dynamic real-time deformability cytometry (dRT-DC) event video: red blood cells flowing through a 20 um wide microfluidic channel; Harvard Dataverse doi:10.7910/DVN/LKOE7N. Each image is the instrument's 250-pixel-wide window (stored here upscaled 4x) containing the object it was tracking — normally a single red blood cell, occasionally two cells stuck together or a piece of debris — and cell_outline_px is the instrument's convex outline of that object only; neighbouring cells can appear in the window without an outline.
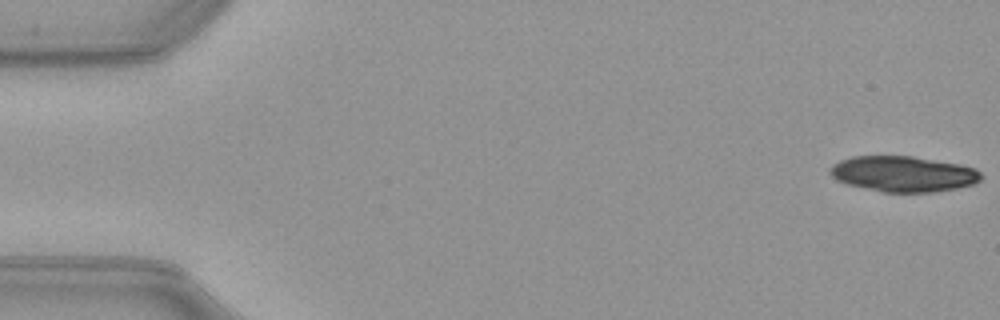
{"species": "common noctule bat (a hibernating species)", "species_latin": "Nyctalus noctula", "temperature_condition": "warm", "stored_images_in_passage": 53, "camera_frame_rate_fps": 3000, "um_per_image_px": 0.085, "animal": {"sex": "female", "body_mass_g": 21.9}, "frame": {"image": 1, "passage_image": 1, "time_ms": 0.0, "image_size_px": [1000, 320], "cell_outline_px": [[984, 176], [976, 184], [956, 188], [932, 192], [884, 192], [844, 184], [836, 180], [828, 172], [828, 168], [832, 164], [840, 160], [852, 156], [912, 156], [960, 164], [976, 168]], "centroid_in_image_um": [76.76, 14.78], "position_along_channel_um": 8.2, "area_um2": 31.73}}
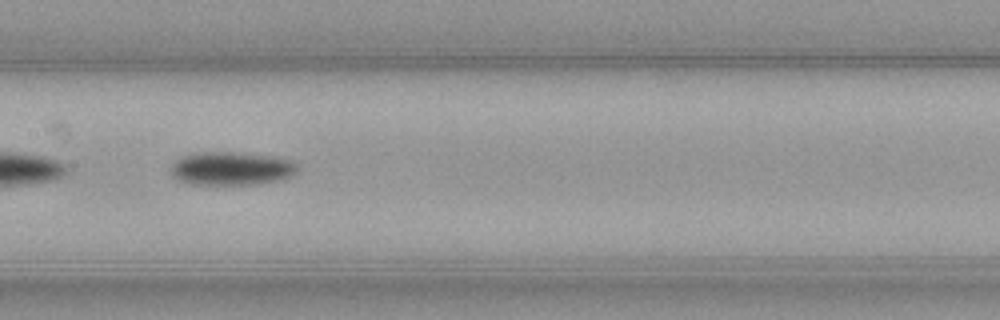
{"frame": {"image": 2, "passage_image": 26, "time_ms": 8.333, "image_size_px": [1000, 320], "cell_outline_px": [[300, 168], [292, 176], [280, 180], [256, 184], [192, 184], [180, 180], [172, 176], [172, 164], [180, 156], [208, 152], [232, 152], [272, 156], [292, 160], [300, 164]], "centroid_in_image_um": [19.74, 14.32], "position_along_channel_um": 187.7, "area_um2": 24.62}}
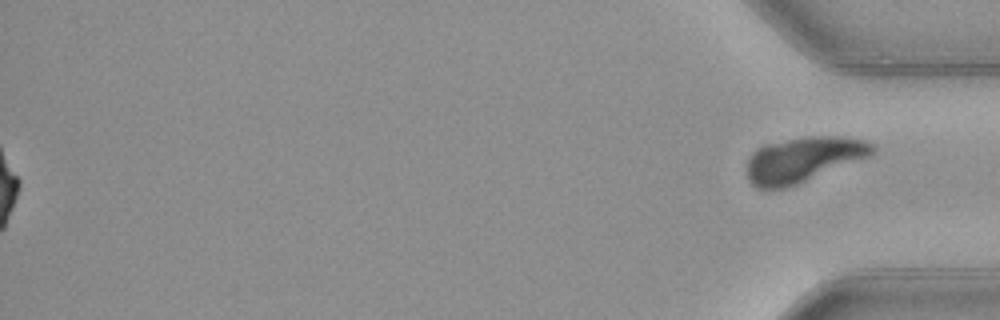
{"frame": {"image": 3, "passage_image": 53, "time_ms": 17.333, "image_size_px": [1000, 320], "cell_outline_px": [[876, 148], [872, 156], [796, 184], [784, 188], [756, 188], [748, 180], [748, 156], [756, 148], [768, 144], [804, 136], [836, 136], [864, 140], [872, 144]], "centroid_in_image_um": [68.29, 13.55], "position_along_channel_um": 366.9, "area_um2": 32.89}, "authors_computed_cell_mechanics": {"area_um2": 24.276, "velocity_mm_per_s": 4.01, "shape_relaxation_time_tau1_ms": 3.1858, "shape_relaxation_time_tau2_ms": null, "deformation_change_tau1": 0.1479, "deformation_change_tau2": null}}